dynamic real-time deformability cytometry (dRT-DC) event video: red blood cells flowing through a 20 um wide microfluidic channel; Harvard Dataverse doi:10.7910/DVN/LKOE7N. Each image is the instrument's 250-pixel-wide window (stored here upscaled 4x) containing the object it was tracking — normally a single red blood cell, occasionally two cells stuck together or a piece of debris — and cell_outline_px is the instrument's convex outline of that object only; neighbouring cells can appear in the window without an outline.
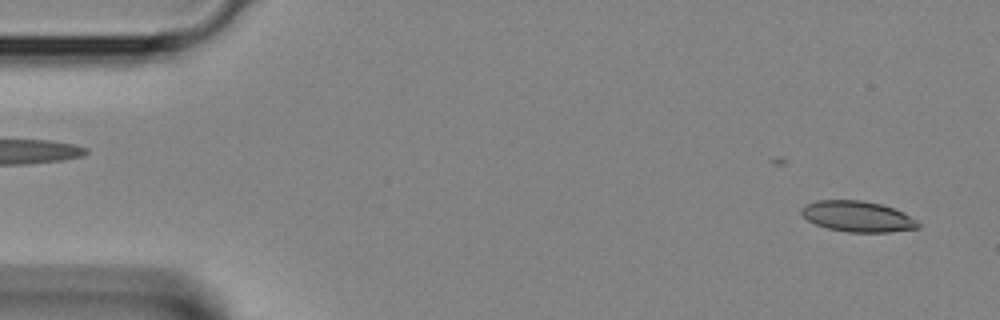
{"species": "Egyptian fruit bat (a non-hibernating species)", "species_latin": "Rousettus aegyptiacus", "temperature_condition": "room temperature", "stored_images_in_passage": 11, "camera_frame_rate_fps": 3000, "um_per_image_px": 0.085, "animal": {"sex": "female"}, "frame": {"image": 1, "passage_image": 1, "time_ms": 0.0, "image_size_px": [1000, 320], "cell_outline_px": [[920, 228], [888, 232], [848, 232], [828, 228], [816, 224], [808, 220], [800, 212], [800, 208], [816, 200], [860, 200], [880, 204], [892, 208], [916, 220], [920, 224]], "centroid_in_image_um": [72.87, 18.4], "position_along_channel_um": 12.1, "area_um2": 20.63}}